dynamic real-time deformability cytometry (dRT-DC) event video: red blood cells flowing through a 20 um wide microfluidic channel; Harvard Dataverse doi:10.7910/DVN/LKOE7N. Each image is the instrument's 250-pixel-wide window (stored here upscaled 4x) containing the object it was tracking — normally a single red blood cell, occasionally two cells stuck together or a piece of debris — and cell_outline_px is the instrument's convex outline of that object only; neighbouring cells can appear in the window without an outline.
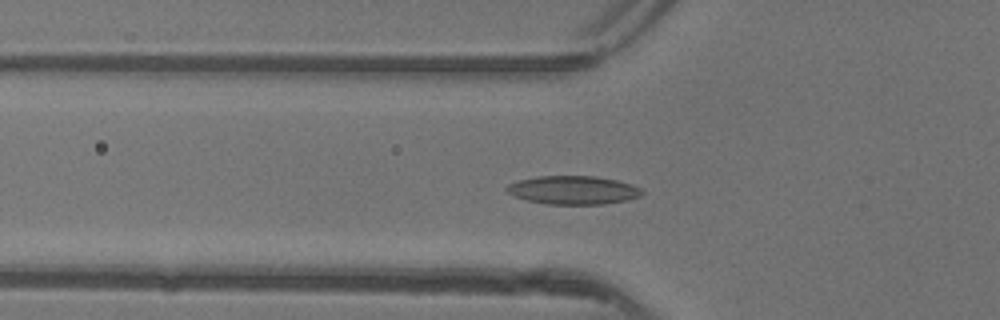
{"species": "common noctule bat (a hibernating species)", "species_latin": "Nyctalus noctula", "temperature_condition": "warm", "stored_images_in_passage": 49, "camera_frame_rate_fps": 3000, "um_per_image_px": 0.085, "animal": {"sex": "female"}, "frame": {"image": 1, "passage_image": 17, "time_ms": 5.333, "image_size_px": [1000, 320], "cell_outline_px": [[644, 192], [640, 196], [628, 200], [604, 204], [548, 204], [528, 200], [512, 196], [504, 188], [508, 184], [520, 180], [536, 176], [596, 176], [616, 180], [632, 184], [640, 188]], "centroid_in_image_um": [48.72, 16.15], "position_along_channel_um": 77.1, "area_um2": 22.48}}
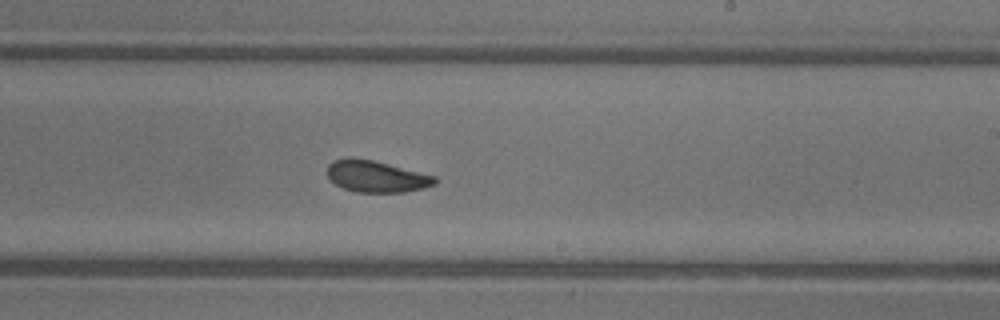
{"frame": {"image": 2, "passage_image": 30, "time_ms": 9.667, "image_size_px": [1000, 320], "cell_outline_px": [[436, 184], [424, 188], [404, 192], [356, 192], [344, 188], [336, 184], [328, 176], [328, 164], [332, 160], [348, 156], [372, 160], [436, 176]], "centroid_in_image_um": [31.97, 14.98], "position_along_channel_um": 257.0, "area_um2": 19.77}}
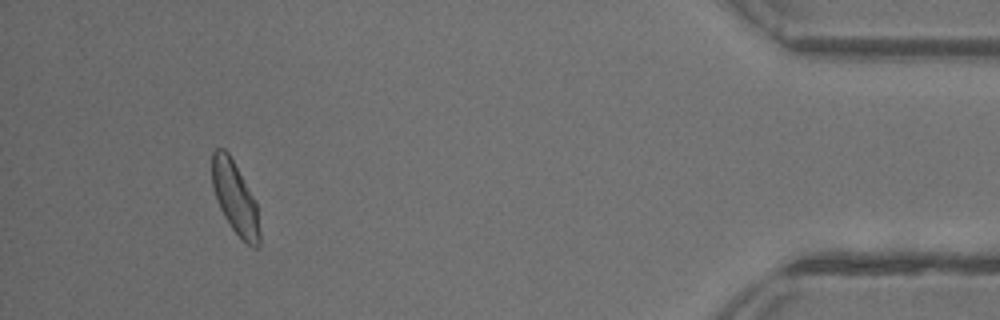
{"frame": {"image": 3, "passage_image": 46, "time_ms": 15.0, "image_size_px": [1000, 320], "cell_outline_px": [[260, 244], [256, 248], [252, 248], [232, 228], [224, 216], [220, 208], [212, 184], [212, 152], [216, 148], [224, 148], [228, 152], [252, 196], [256, 204], [260, 232]], "centroid_in_image_um": [19.97, 16.83], "position_along_channel_um": 415.2, "area_um2": 19.48}, "authors_computed_cell_mechanics": {"area_um2": 20.3456, "velocity_mm_per_s": 4.1396, "shape_relaxation_time_tau1_ms": 3.4022, "shape_relaxation_time_tau2_ms": 2.1235, "deformation_change_tau1": 0.1167, "deformation_change_tau2": 0.0872}}